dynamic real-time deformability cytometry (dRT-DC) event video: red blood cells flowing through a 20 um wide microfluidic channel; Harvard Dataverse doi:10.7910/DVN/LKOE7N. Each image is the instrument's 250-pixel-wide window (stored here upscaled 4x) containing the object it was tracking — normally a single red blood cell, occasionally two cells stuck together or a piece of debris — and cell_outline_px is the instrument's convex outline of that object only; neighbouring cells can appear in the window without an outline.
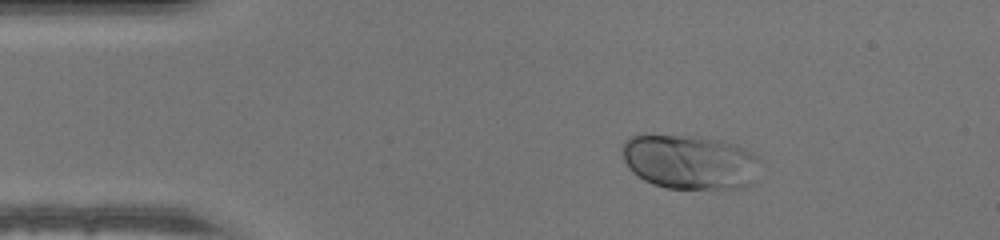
{"species": "human", "species_latin": "Homo sapiens", "temperature_condition": "warm", "stored_images_in_passage": 41, "camera_frame_rate_fps": 3000, "um_per_image_px": 0.085, "donor": {"sex": "male"}, "frame": {"image": 1, "passage_image": 1, "time_ms": 0.0, "image_size_px": [1000, 240], "cell_outline_px": [[756, 156], [752, 184], [740, 188], [668, 188], [652, 184], [644, 180], [632, 172], [628, 168], [624, 160], [620, 148], [624, 140], [640, 132], [644, 132], [700, 136], [720, 140], [736, 144], [752, 152]], "centroid_in_image_um": [58.5, 13.7], "position_along_channel_um": 26.5, "area_um2": 44.39}}
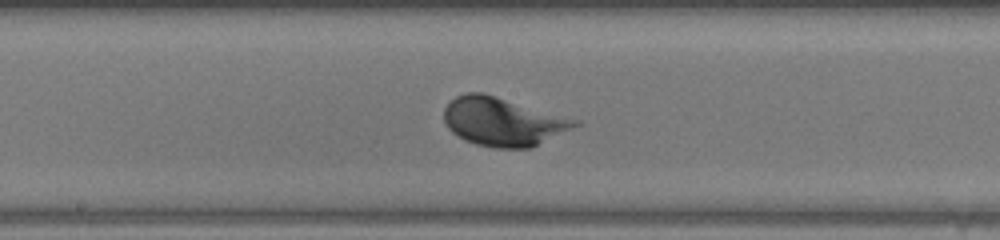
{"frame": {"image": 2, "passage_image": 18, "time_ms": 5.667, "image_size_px": [1000, 240], "cell_outline_px": [[584, 124], [532, 148], [496, 148], [476, 144], [464, 140], [452, 132], [448, 128], [444, 120], [444, 108], [456, 96], [468, 92], [480, 92], [580, 120]], "centroid_in_image_um": [42.8, 10.36], "position_along_channel_um": 205.4, "area_um2": 37.05}}
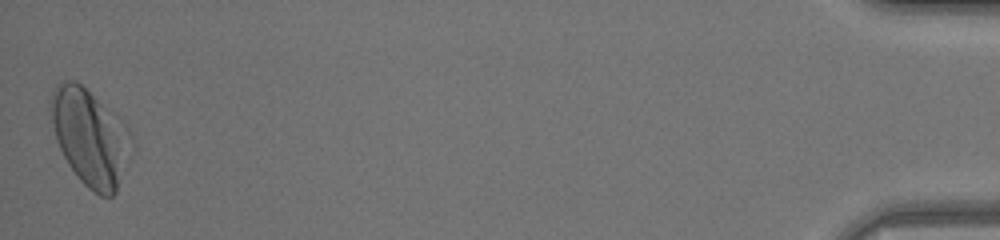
{"frame": {"image": 3, "passage_image": 41, "time_ms": 13.333, "image_size_px": [1000, 240], "cell_outline_px": [[116, 192], [112, 196], [100, 196], [88, 188], [80, 180], [68, 164], [56, 140], [48, 108], [48, 100], [56, 84], [64, 80], [76, 80], [96, 100], [104, 128], [112, 160], [116, 180]], "centroid_in_image_um": [7.0, 11.6], "position_along_channel_um": 428.2, "area_um2": 35.32}}